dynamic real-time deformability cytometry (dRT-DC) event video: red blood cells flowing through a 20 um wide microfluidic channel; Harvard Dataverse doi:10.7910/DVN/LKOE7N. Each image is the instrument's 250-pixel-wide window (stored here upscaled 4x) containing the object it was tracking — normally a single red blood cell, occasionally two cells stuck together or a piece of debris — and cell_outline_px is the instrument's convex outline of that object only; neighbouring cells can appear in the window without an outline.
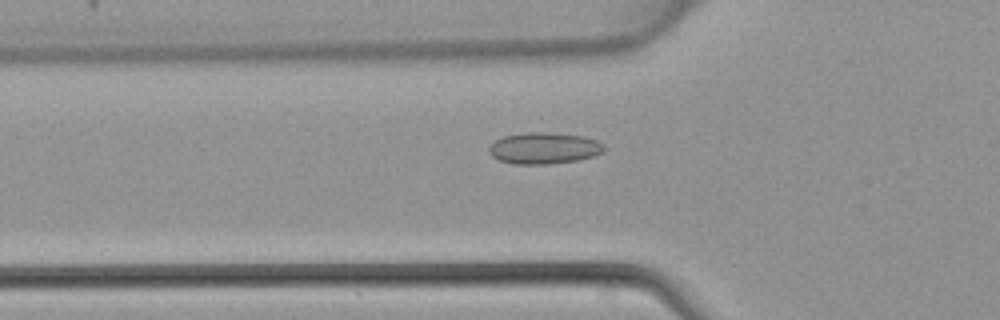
{"species": "common noctule bat (a hibernating species)", "species_latin": "Nyctalus noctula", "temperature_condition": "warm", "stored_images_in_passage": 30, "camera_frame_rate_fps": 3000, "um_per_image_px": 0.085, "animal": {"sex": "female", "body_mass_g": 22.7, "forearm_length_mm": 54.2}, "frame": {"image": 1, "passage_image": 6, "time_ms": 1.667, "image_size_px": [1000, 320], "cell_outline_px": [[604, 152], [592, 156], [576, 160], [548, 164], [516, 164], [500, 160], [492, 156], [488, 152], [488, 148], [496, 140], [504, 136], [524, 132], [544, 132], [584, 136], [596, 140], [604, 144]], "centroid_in_image_um": [46.24, 12.59], "position_along_channel_um": 79.6, "area_um2": 20.98}}
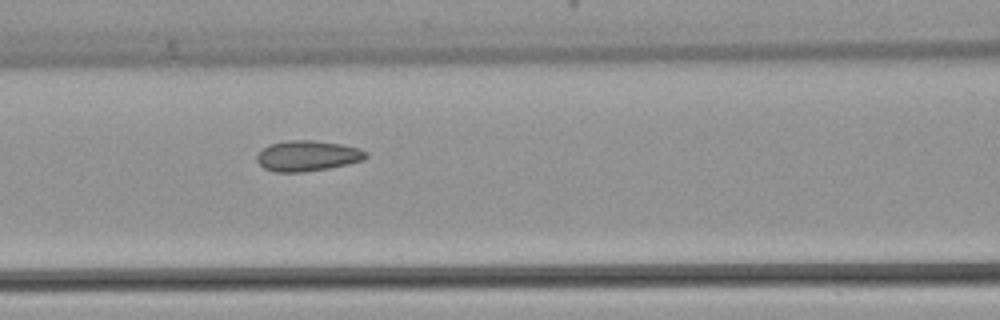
{"frame": {"image": 2, "passage_image": 10, "time_ms": 3.0, "image_size_px": [1000, 320], "cell_outline_px": [[368, 156], [364, 160], [348, 164], [328, 168], [304, 172], [272, 172], [264, 168], [256, 160], [256, 156], [264, 148], [272, 144], [288, 140], [312, 140], [340, 144], [360, 148], [368, 152]], "centroid_in_image_um": [26.16, 13.25], "position_along_channel_um": 140.4, "area_um2": 19.42}}
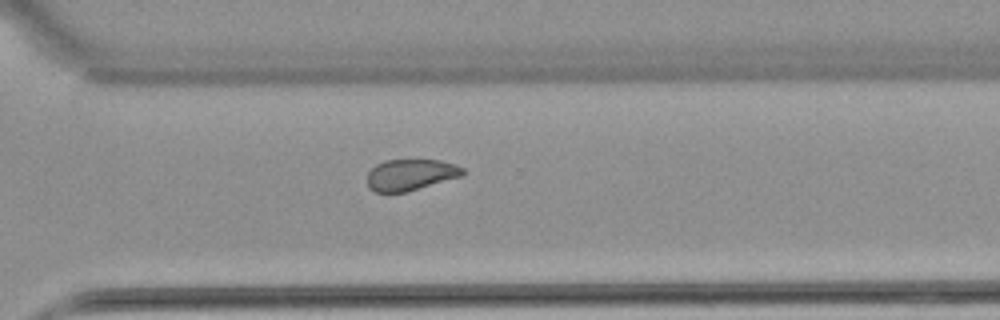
{"frame": {"image": 3, "passage_image": 23, "time_ms": 7.333, "image_size_px": [1000, 320], "cell_outline_px": [[464, 176], [408, 192], [372, 192], [368, 188], [368, 172], [376, 164], [384, 160], [440, 160], [456, 164], [464, 168]], "centroid_in_image_um": [34.93, 14.86], "position_along_channel_um": 335.7, "area_um2": 17.74}}